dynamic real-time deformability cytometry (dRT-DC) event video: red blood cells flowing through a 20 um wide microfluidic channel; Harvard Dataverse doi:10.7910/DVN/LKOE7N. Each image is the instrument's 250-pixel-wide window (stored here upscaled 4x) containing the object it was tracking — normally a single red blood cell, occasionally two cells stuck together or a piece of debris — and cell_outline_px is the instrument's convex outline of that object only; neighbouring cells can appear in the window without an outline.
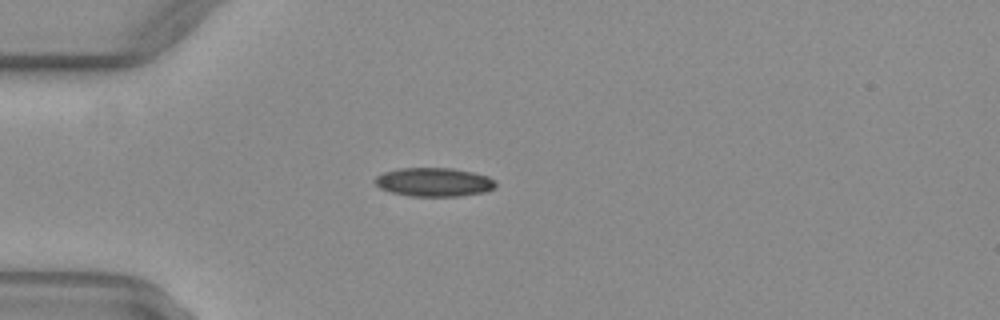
{"species": "common noctule bat (a hibernating species)", "species_latin": "Nyctalus noctula", "temperature_condition": "warm", "stored_images_in_passage": 52, "camera_frame_rate_fps": 3000, "um_per_image_px": 0.085, "animal": {"sex": "female", "body_mass_g": 29.2, "forearm_length_mm": 56.3}, "frame": {"image": 1, "passage_image": 15, "time_ms": 4.667, "image_size_px": [1000, 320], "cell_outline_px": [[496, 188], [484, 192], [460, 196], [412, 196], [392, 192], [380, 188], [372, 180], [376, 176], [384, 172], [400, 168], [452, 168], [472, 172], [488, 176], [496, 184]], "centroid_in_image_um": [36.88, 15.47], "position_along_channel_um": 48.1, "area_um2": 20.17}}
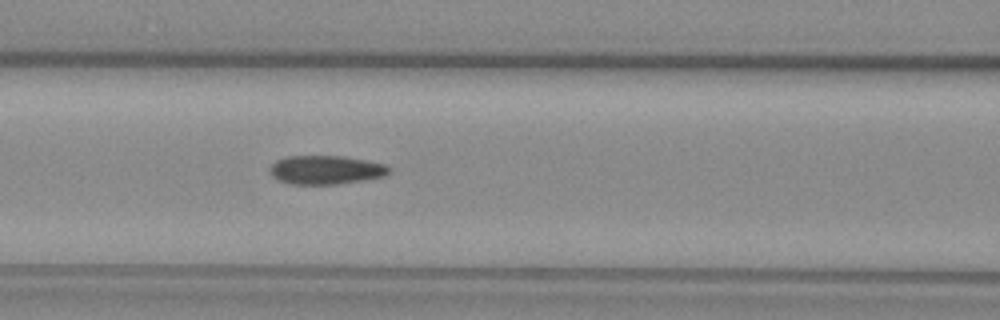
{"frame": {"image": 2, "passage_image": 23, "time_ms": 7.333, "image_size_px": [1000, 320], "cell_outline_px": [[388, 172], [384, 176], [364, 180], [336, 184], [292, 184], [276, 180], [268, 172], [268, 168], [276, 160], [288, 156], [344, 156], [384, 164], [388, 168]], "centroid_in_image_um": [27.61, 14.44], "position_along_channel_um": 139.0, "area_um2": 19.94}}
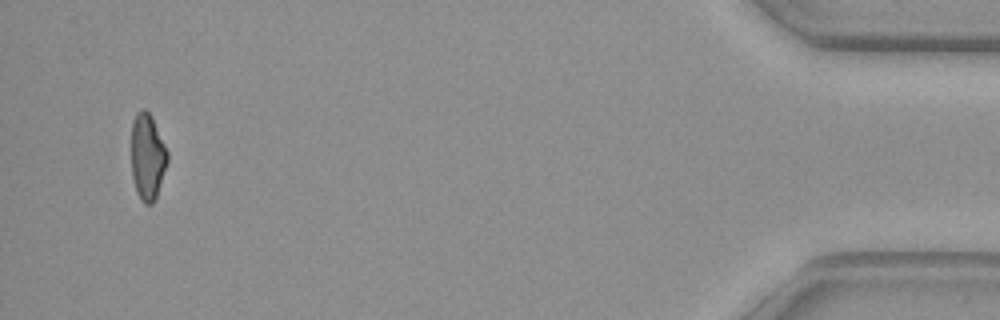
{"frame": {"image": 3, "passage_image": 50, "time_ms": 16.333, "image_size_px": [1000, 320], "cell_outline_px": [[168, 160], [156, 196], [152, 204], [144, 204], [140, 200], [136, 192], [132, 176], [132, 124], [136, 112], [140, 108], [144, 108], [152, 116], [168, 152]], "centroid_in_image_um": [12.53, 13.31], "position_along_channel_um": 422.7, "area_um2": 18.15}, "authors_computed_cell_mechanics": {"area_um2": 19.3341, "velocity_mm_per_s": 4.0688, "shape_relaxation_time_tau1_ms": null, "shape_relaxation_time_tau2_ms": 3.2959, "deformation_change_tau1": null, "deformation_change_tau2": 0.0904}}